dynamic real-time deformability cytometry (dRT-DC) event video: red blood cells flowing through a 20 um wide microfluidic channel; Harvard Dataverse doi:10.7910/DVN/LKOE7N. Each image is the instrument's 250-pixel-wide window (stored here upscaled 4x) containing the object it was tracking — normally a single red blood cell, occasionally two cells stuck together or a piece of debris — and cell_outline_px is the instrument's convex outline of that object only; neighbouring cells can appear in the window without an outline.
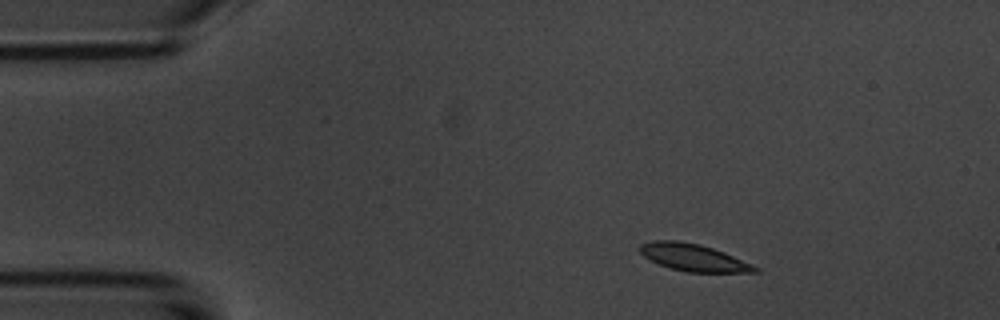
{"species": "common noctule bat (a hibernating species)", "species_latin": "Nyctalus noctula", "temperature_condition": "room temperature", "stored_images_in_passage": 3, "camera_frame_rate_fps": 3000, "um_per_image_px": 0.085, "animal": {"sex": "male", "body_mass_g": 20.1, "forearm_length_mm": 53.5}, "frame": {"image": 1, "passage_image": 1, "time_ms": 0.0, "image_size_px": [1000, 320], "cell_outline_px": [[760, 272], [684, 272], [668, 268], [644, 256], [640, 252], [640, 244], [652, 240], [680, 240], [700, 244], [724, 252], [752, 264], [760, 268]], "centroid_in_image_um": [58.94, 21.88], "position_along_channel_um": 26.1, "area_um2": 18.26}}